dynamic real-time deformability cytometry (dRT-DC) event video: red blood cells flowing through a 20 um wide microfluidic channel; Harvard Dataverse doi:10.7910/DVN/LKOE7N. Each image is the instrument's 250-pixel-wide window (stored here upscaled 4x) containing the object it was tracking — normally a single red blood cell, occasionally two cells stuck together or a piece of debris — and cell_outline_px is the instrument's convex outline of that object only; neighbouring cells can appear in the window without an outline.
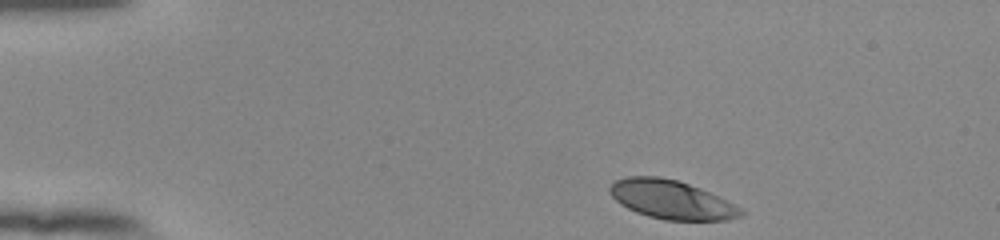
{"species": "human", "species_latin": "Homo sapiens", "temperature_condition": "room temperature", "stored_images_in_passage": 45, "camera_frame_rate_fps": 3000, "um_per_image_px": 0.085, "donor": {"sex": "female"}, "frame": {"image": 1, "passage_image": 1, "time_ms": 0.0, "image_size_px": [1000, 240], "cell_outline_px": [[744, 216], [728, 220], [664, 220], [648, 216], [636, 212], [620, 204], [608, 192], [608, 188], [616, 180], [624, 176], [660, 176], [676, 180], [700, 188], [740, 208], [744, 212]], "centroid_in_image_um": [57.03, 16.97], "position_along_channel_um": 28.0, "area_um2": 29.42}}
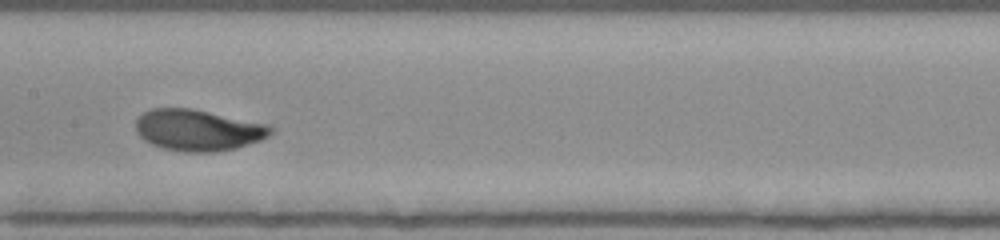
{"frame": {"image": 2, "passage_image": 20, "time_ms": 6.333, "image_size_px": [1000, 240], "cell_outline_px": [[276, 128], [268, 136], [260, 140], [236, 148], [212, 152], [184, 152], [160, 148], [144, 140], [136, 132], [136, 120], [144, 112], [152, 108], [192, 108], [268, 124]], "centroid_in_image_um": [16.84, 11.06], "position_along_channel_um": 190.6, "area_um2": 32.6}}
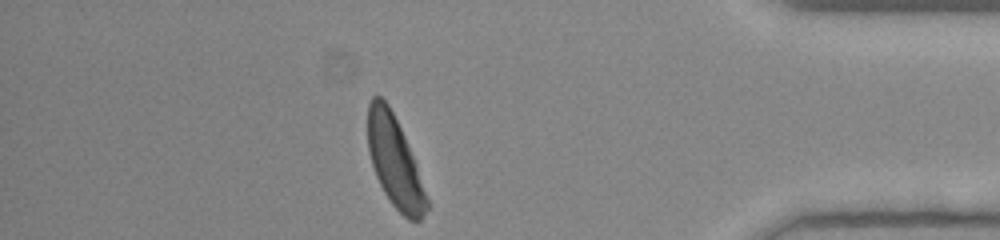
{"frame": {"image": 3, "passage_image": 39, "time_ms": 12.667, "image_size_px": [1000, 240], "cell_outline_px": [[428, 208], [420, 220], [408, 220], [392, 204], [384, 192], [376, 176], [368, 152], [368, 104], [372, 96], [380, 96], [388, 104], [404, 136], [416, 164], [428, 200]], "centroid_in_image_um": [33.53, 13.75], "position_along_channel_um": 401.7, "area_um2": 30.63}, "authors_computed_cell_mechanics": {"area_um2": 31.6744, "velocity_mm_per_s": 3.8495, "shape_relaxation_time_tau1_ms": 3.836, "shape_relaxation_time_tau2_ms": null, "deformation_change_tau1": 0.188, "deformation_change_tau2": null}}